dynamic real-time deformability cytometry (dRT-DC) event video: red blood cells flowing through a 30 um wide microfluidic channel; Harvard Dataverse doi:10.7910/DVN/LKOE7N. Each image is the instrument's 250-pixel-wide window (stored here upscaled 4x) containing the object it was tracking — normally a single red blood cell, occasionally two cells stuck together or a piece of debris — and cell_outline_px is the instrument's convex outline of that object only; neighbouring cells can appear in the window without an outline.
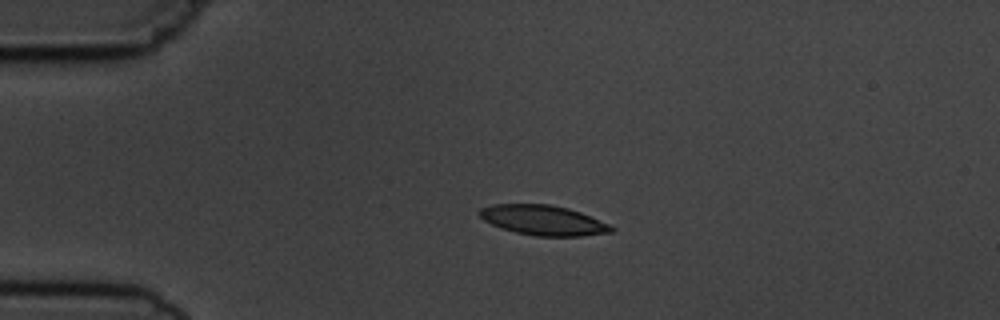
{"species": "common noctule bat (a hibernating species)", "species_latin": "Nyctalus noctula", "temperature_condition": "cold", "stored_images_in_passage": 3, "camera_frame_rate_fps": 3000, "um_per_image_px": 0.085, "animal": {"sex": "male", "body_mass_g": 19.5, "forearm_length_mm": 54.6}, "frame": {"image": 1, "passage_image": 2, "time_ms": 1.333, "image_size_px": [1000, 320], "cell_outline_px": [[616, 228], [612, 232], [580, 236], [536, 236], [516, 232], [500, 228], [484, 220], [476, 212], [480, 208], [492, 204], [548, 204], [568, 208], [580, 212], [608, 224]], "centroid_in_image_um": [46.14, 18.71], "position_along_channel_um": 38.9, "area_um2": 22.95}}